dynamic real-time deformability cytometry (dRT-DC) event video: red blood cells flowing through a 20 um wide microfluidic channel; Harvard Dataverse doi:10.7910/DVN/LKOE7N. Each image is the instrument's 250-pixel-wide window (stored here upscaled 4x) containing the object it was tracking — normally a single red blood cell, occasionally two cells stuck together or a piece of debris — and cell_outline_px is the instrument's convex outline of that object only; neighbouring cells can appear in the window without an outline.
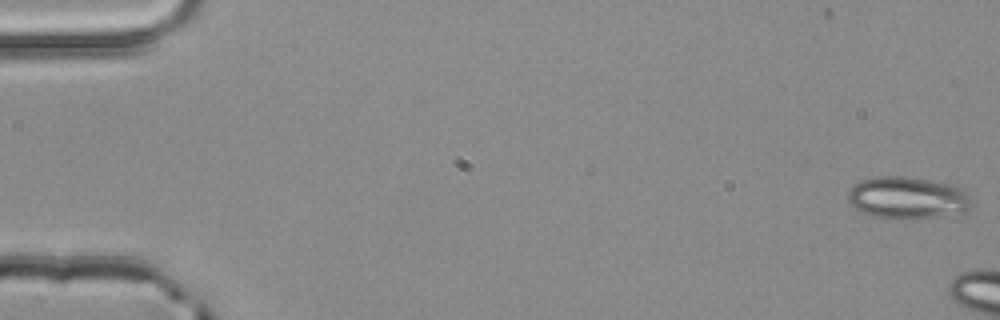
{"species": "common noctule bat (a hibernating species)", "species_latin": "Nyctalus noctula", "temperature_condition": "room temperature", "stored_images_in_passage": 4, "camera_frame_rate_fps": 3000, "um_per_image_px": 0.085, "animal": {"sex": "male", "body_mass_g": 20.4}, "frame": {"image": 1, "passage_image": 1, "time_ms": 0.0, "image_size_px": [1000, 320], "cell_outline_px": [[972, 204], [964, 212], [936, 216], [872, 216], [848, 204], [848, 188], [860, 180], [876, 176], [904, 176], [956, 184], [964, 188]], "centroid_in_image_um": [77.12, 16.74], "position_along_channel_um": 7.9, "area_um2": 29.77}}